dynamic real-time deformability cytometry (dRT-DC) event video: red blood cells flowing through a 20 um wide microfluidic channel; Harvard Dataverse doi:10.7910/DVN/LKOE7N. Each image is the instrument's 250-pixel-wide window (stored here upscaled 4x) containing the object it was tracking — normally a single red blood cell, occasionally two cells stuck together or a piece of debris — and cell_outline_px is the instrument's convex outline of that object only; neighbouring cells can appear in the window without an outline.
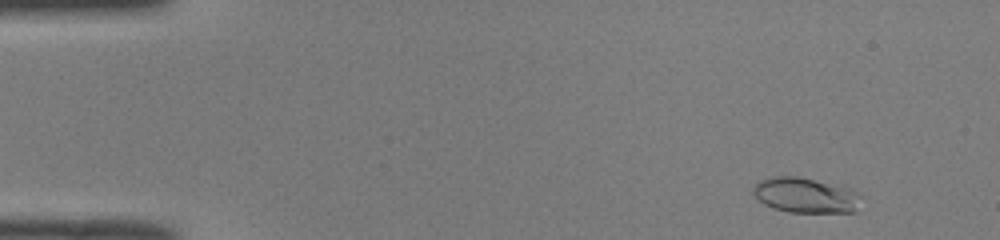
{"species": "common noctule bat (a hibernating species)", "species_latin": "Nyctalus noctula", "temperature_condition": "room temperature", "stored_images_in_passage": 50, "camera_frame_rate_fps": 3000, "um_per_image_px": 0.085, "animal": {"sex": "male", "body_mass_g": 19.0, "forearm_length_mm": 50.8}, "frame": {"image": 1, "passage_image": 4, "time_ms": 1.0, "image_size_px": [1000, 240], "cell_outline_px": [[860, 196], [856, 212], [788, 212], [772, 208], [764, 204], [752, 192], [752, 188], [760, 180], [772, 176], [796, 176], [852, 188], [860, 192]], "centroid_in_image_um": [68.47, 16.59], "position_along_channel_um": 16.5, "area_um2": 22.2}}
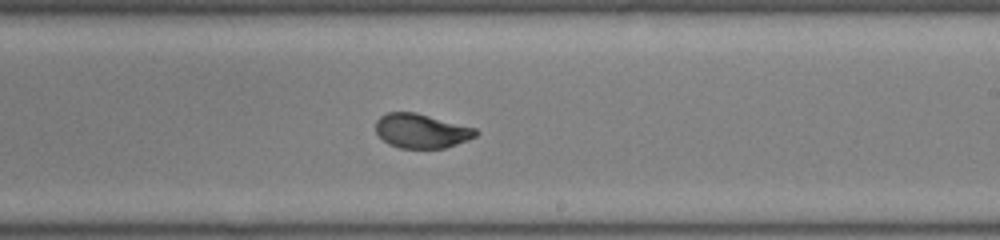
{"frame": {"image": 2, "passage_image": 30, "time_ms": 9.667, "image_size_px": [1000, 240], "cell_outline_px": [[480, 132], [476, 136], [468, 140], [444, 148], [400, 148], [388, 144], [376, 132], [376, 120], [380, 116], [388, 112], [416, 112], [476, 128]], "centroid_in_image_um": [35.83, 11.12], "position_along_channel_um": 253.2, "area_um2": 20.06}}
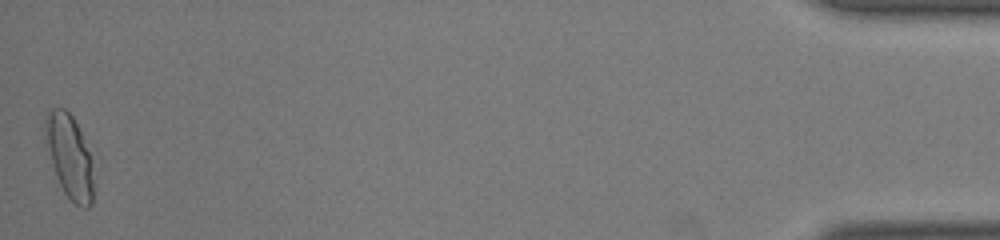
{"frame": {"image": 3, "passage_image": 50, "time_ms": 16.333, "image_size_px": [1000, 240], "cell_outline_px": [[92, 204], [88, 208], [80, 208], [64, 192], [56, 176], [44, 128], [44, 120], [48, 112], [52, 108], [64, 108], [72, 116], [80, 132], [88, 152], [92, 180]], "centroid_in_image_um": [5.89, 13.3], "position_along_channel_um": 429.3, "area_um2": 22.37}, "authors_computed_cell_mechanics": {"area_um2": 20.7502, "velocity_mm_per_s": 4.0077, "shape_relaxation_time_tau1_ms": 3.4172, "shape_relaxation_time_tau2_ms": null, "deformation_change_tau1": 0.1703, "deformation_change_tau2": null}}